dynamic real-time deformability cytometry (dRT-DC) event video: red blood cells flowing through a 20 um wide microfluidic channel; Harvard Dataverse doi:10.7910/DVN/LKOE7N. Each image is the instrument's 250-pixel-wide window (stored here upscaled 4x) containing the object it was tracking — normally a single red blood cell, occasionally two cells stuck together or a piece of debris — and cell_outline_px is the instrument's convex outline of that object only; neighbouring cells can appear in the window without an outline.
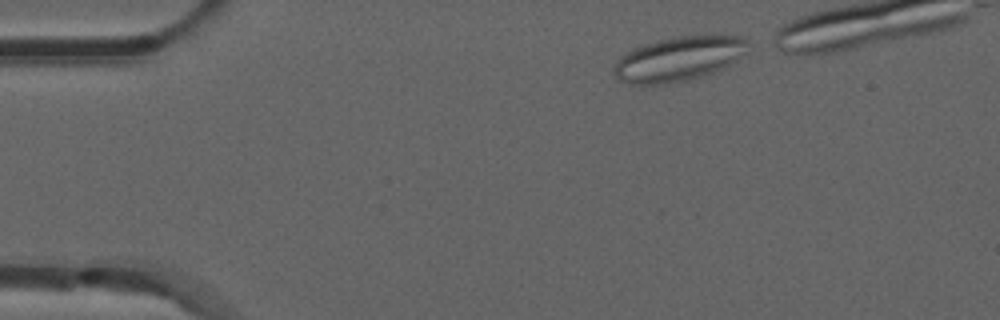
{"species": "common noctule bat (a hibernating species)", "species_latin": "Nyctalus noctula", "temperature_condition": "room temperature", "stored_images_in_passage": 36, "segment_of_instrument_passage": [1, 2], "camera_frame_rate_fps": 3000, "um_per_image_px": 0.085, "animal": {"sex": "male", "forearm_length_mm": 52.5}, "frame": {"image": 1, "passage_image": 1, "time_ms": 0.0, "image_size_px": [1000, 320], "cell_outline_px": [[748, 52], [736, 60], [712, 72], [688, 80], [664, 84], [632, 84], [620, 80], [612, 72], [616, 60], [620, 56], [632, 48], [656, 40], [676, 36], [740, 36], [748, 40]], "centroid_in_image_um": [57.65, 4.99], "position_along_channel_um": 27.4, "area_um2": 34.56}}